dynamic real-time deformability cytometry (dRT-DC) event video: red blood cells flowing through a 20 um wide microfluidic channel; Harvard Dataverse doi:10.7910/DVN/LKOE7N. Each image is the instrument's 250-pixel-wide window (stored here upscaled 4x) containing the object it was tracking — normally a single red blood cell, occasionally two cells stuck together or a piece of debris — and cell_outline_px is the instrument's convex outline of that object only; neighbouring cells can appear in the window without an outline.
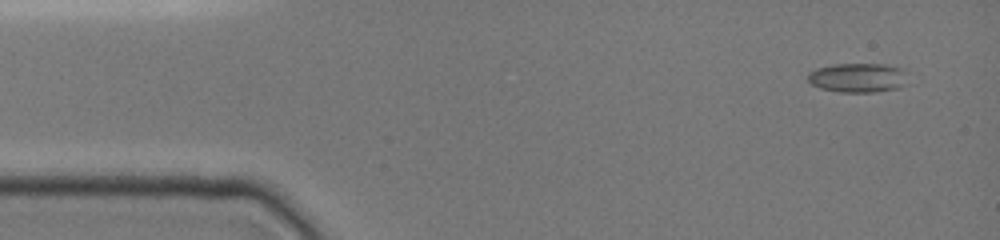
{"species": "common noctule bat (a hibernating species)", "species_latin": "Nyctalus noctula", "temperature_condition": "cold", "stored_images_in_passage": 14, "camera_frame_rate_fps": 3000, "um_per_image_px": 0.085, "animal": {"sex": "female", "body_mass_g": 19.0, "forearm_length_mm": 51.5}, "frame": {"image": 1, "passage_image": 1, "time_ms": 0.0, "image_size_px": [1000, 240], "cell_outline_px": [[908, 84], [900, 88], [876, 92], [840, 92], [820, 88], [812, 84], [808, 80], [808, 72], [816, 68], [832, 64], [884, 64], [904, 68]], "centroid_in_image_um": [72.96, 6.6], "position_along_channel_um": 12.0, "area_um2": 17.4}}
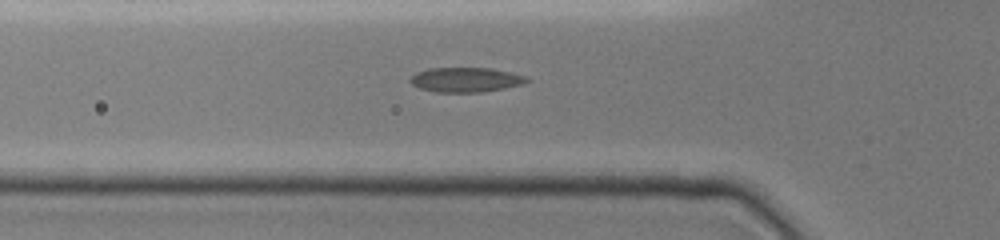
{"frame": {"image": 2, "passage_image": 10, "time_ms": 4.333, "image_size_px": [1000, 240], "cell_outline_px": [[532, 80], [524, 84], [484, 92], [436, 92], [420, 88], [412, 84], [408, 80], [416, 72], [428, 68], [492, 68], [512, 72], [524, 76]], "centroid_in_image_um": [39.61, 6.77], "position_along_channel_um": 86.2, "area_um2": 16.88}}
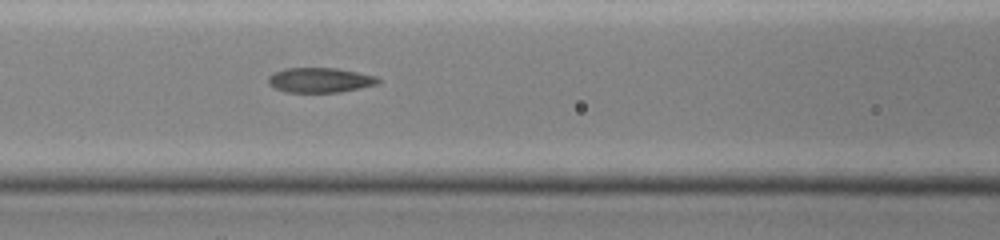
{"frame": {"image": 3, "passage_image": 14, "time_ms": 5.667, "image_size_px": [1000, 240], "cell_outline_px": [[380, 80], [376, 84], [360, 88], [340, 92], [284, 92], [268, 84], [268, 76], [284, 68], [336, 68], [376, 76]], "centroid_in_image_um": [27.17, 6.81], "position_along_channel_um": 139.4, "area_um2": 15.78}}